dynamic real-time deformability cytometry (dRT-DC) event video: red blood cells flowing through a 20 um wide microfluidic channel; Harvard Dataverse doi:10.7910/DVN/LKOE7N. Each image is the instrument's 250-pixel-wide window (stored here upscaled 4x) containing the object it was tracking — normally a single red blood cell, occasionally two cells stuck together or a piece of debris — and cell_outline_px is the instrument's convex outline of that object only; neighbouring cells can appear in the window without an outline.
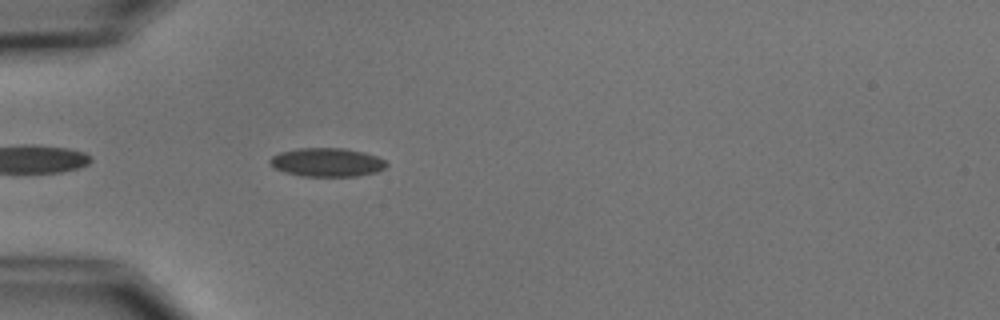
{"species": "common noctule bat (a hibernating species)", "species_latin": "Nyctalus noctula", "temperature_condition": "cold", "stored_images_in_passage": 4, "camera_frame_rate_fps": 3000, "um_per_image_px": 0.085, "animal": {"sex": "male", "body_mass_g": 15.6}, "frame": {"image": 1, "passage_image": 4, "time_ms": 3.333, "image_size_px": [1000, 320], "cell_outline_px": [[388, 164], [384, 168], [376, 172], [356, 176], [300, 176], [284, 172], [268, 164], [268, 160], [272, 156], [280, 152], [300, 148], [344, 148], [364, 152], [376, 156], [384, 160]], "centroid_in_image_um": [27.77, 13.79], "position_along_channel_um": 57.2, "area_um2": 19.48}}